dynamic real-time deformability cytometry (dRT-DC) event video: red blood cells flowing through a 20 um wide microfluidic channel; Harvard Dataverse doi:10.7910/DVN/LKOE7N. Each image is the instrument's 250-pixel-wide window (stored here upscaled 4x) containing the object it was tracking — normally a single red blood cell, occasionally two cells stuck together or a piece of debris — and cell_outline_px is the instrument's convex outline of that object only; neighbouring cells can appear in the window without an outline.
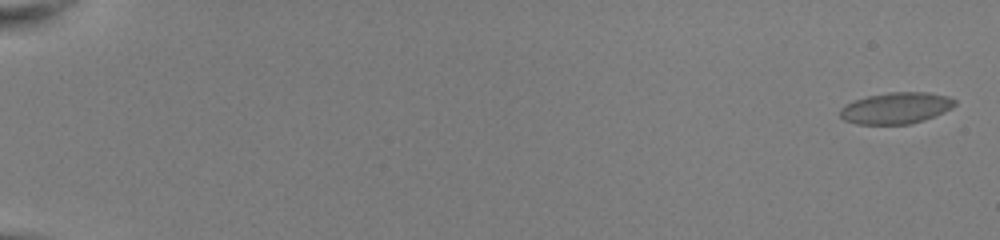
{"species": "common noctule bat (a hibernating species)", "species_latin": "Nyctalus noctula", "temperature_condition": "room temperature", "stored_images_in_passage": 54, "camera_frame_rate_fps": 3000, "um_per_image_px": 0.085, "animal": {"sex": "female", "body_mass_g": 22.0, "forearm_length_mm": 56.7}, "frame": {"image": 1, "passage_image": 2, "time_ms": 0.333, "image_size_px": [1000, 240], "cell_outline_px": [[956, 104], [952, 108], [944, 112], [924, 120], [908, 124], [856, 124], [844, 120], [840, 116], [840, 108], [852, 100], [868, 96], [888, 92], [928, 92], [948, 96], [956, 100]], "centroid_in_image_um": [76.16, 9.18], "position_along_channel_um": 8.8, "area_um2": 21.1}}
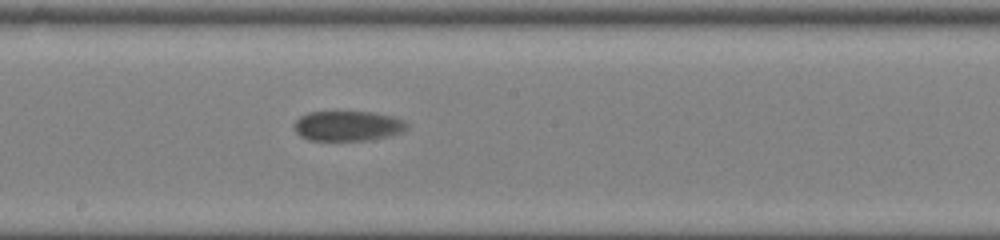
{"frame": {"image": 2, "passage_image": 32, "time_ms": 10.333, "image_size_px": [1000, 240], "cell_outline_px": [[408, 128], [404, 132], [372, 140], [308, 140], [300, 136], [296, 132], [292, 124], [300, 116], [308, 112], [372, 112], [392, 116], [404, 120], [408, 124]], "centroid_in_image_um": [29.57, 10.7], "position_along_channel_um": 218.6, "area_um2": 19.94}}
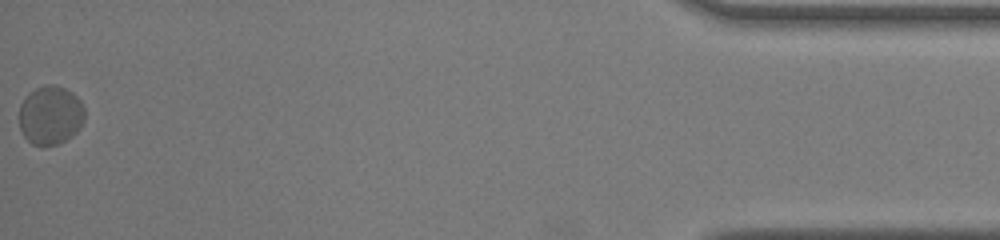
{"frame": {"image": 3, "passage_image": 54, "time_ms": 17.667, "image_size_px": [1000, 240], "cell_outline_px": [[84, 120], [80, 128], [72, 136], [60, 144], [44, 148], [32, 144], [24, 136], [20, 128], [20, 104], [24, 96], [28, 92], [44, 84], [52, 84], [64, 88], [72, 92], [80, 100], [84, 108]], "centroid_in_image_um": [4.28, 9.81], "position_along_channel_um": 430.9, "area_um2": 22.95}, "authors_computed_cell_mechanics": {"area_um2": 20.5768, "velocity_mm_per_s": 3.9202, "shape_relaxation_time_tau1_ms": null, "shape_relaxation_time_tau2_ms": 0.8353, "deformation_change_tau1": null, "deformation_change_tau2": 0.0389}}